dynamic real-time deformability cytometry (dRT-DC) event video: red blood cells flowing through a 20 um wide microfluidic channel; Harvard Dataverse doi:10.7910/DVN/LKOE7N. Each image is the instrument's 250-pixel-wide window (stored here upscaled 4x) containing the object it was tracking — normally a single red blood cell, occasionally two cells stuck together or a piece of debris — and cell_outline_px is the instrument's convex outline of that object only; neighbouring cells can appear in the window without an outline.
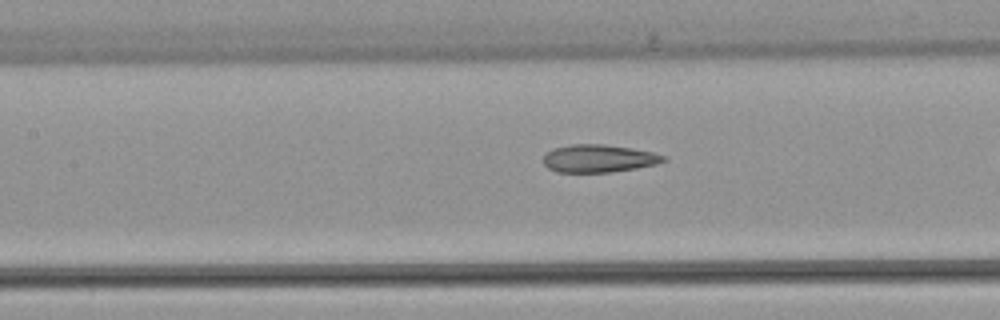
{"species": "common noctule bat (a hibernating species)", "species_latin": "Nyctalus noctula", "temperature_condition": "warm", "stored_images_in_passage": 21, "camera_frame_rate_fps": 3000, "um_per_image_px": 0.085, "animal": {"sex": "female", "body_mass_g": 22.7, "forearm_length_mm": 54.2}, "frame": {"image": 1, "passage_image": 12, "time_ms": 3.667, "image_size_px": [1000, 320], "cell_outline_px": [[668, 160], [656, 164], [636, 168], [612, 172], [556, 172], [548, 168], [544, 164], [544, 156], [552, 148], [572, 144], [604, 144], [632, 148], [652, 152], [668, 156]], "centroid_in_image_um": [50.92, 13.47], "position_along_channel_um": 156.5, "area_um2": 19.54}}
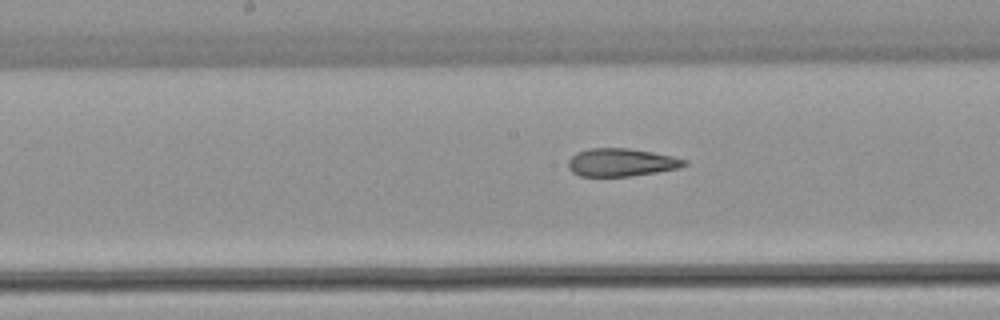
{"frame": {"image": 2, "passage_image": 15, "time_ms": 4.667, "image_size_px": [1000, 320], "cell_outline_px": [[688, 164], [680, 168], [632, 176], [580, 176], [572, 172], [568, 168], [568, 160], [576, 152], [588, 148], [628, 148], [652, 152], [672, 156], [688, 160]], "centroid_in_image_um": [52.81, 13.8], "position_along_channel_um": 195.4, "area_um2": 19.02}}